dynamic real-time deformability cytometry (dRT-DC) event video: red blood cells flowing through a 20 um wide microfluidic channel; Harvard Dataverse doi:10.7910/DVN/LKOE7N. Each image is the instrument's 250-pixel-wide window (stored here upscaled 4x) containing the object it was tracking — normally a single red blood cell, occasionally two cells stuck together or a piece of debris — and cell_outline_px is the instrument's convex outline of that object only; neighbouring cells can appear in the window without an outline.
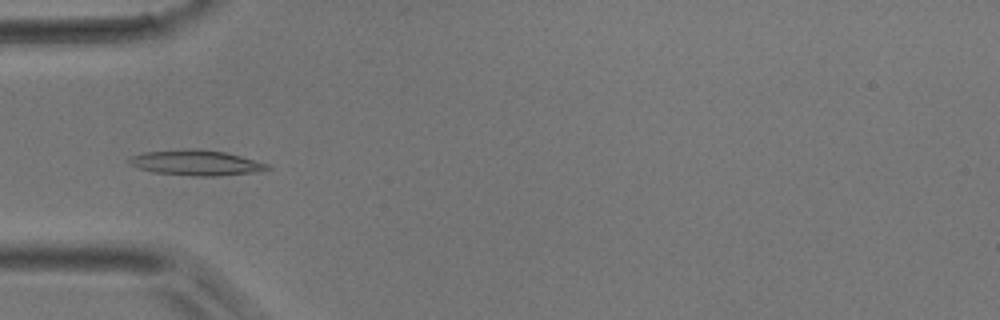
{"species": "common noctule bat (a hibernating species)", "species_latin": "Nyctalus noctula", "temperature_condition": "room temperature", "stored_images_in_passage": 44, "camera_frame_rate_fps": 3000, "um_per_image_px": 0.085, "animal": {"sex": "male", "body_mass_g": 17.9}, "frame": {"image": 1, "passage_image": 11, "time_ms": 3.333, "image_size_px": [1000, 320], "cell_outline_px": [[272, 168], [260, 172], [216, 176], [196, 176], [152, 172], [140, 168], [132, 164], [128, 160], [132, 156], [144, 152], [188, 148], [224, 152], [240, 156], [268, 164]], "centroid_in_image_um": [16.71, 13.84], "position_along_channel_um": 68.3, "area_um2": 20.23}}
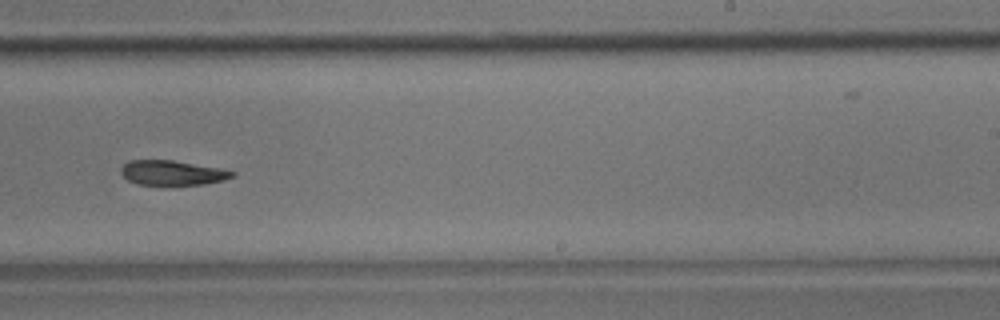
{"frame": {"image": 2, "passage_image": 26, "time_ms": 8.333, "image_size_px": [1000, 320], "cell_outline_px": [[236, 176], [224, 180], [204, 184], [136, 184], [128, 180], [120, 172], [120, 168], [128, 160], [172, 160], [224, 168], [236, 172]], "centroid_in_image_um": [14.69, 14.67], "position_along_channel_um": 274.3, "area_um2": 16.13}}
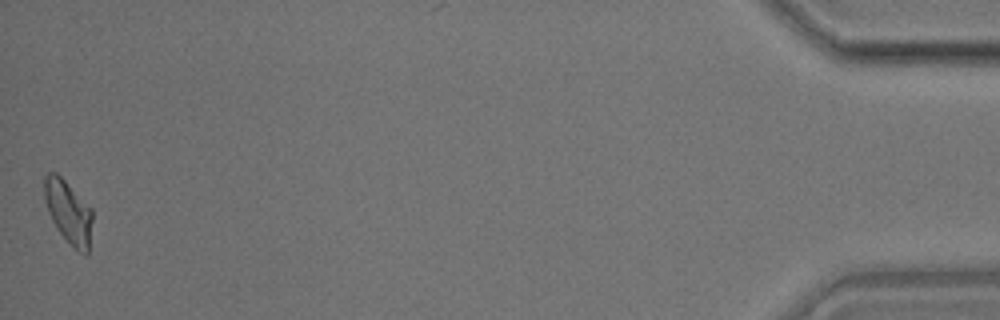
{"frame": {"image": 3, "passage_image": 44, "time_ms": 14.333, "image_size_px": [1000, 320], "cell_outline_px": [[92, 220], [88, 252], [84, 256], [60, 232], [52, 220], [48, 212], [44, 200], [44, 176], [48, 172], [56, 172], [92, 208]], "centroid_in_image_um": [5.8, 17.98], "position_along_channel_um": 429.4, "area_um2": 17.34}}